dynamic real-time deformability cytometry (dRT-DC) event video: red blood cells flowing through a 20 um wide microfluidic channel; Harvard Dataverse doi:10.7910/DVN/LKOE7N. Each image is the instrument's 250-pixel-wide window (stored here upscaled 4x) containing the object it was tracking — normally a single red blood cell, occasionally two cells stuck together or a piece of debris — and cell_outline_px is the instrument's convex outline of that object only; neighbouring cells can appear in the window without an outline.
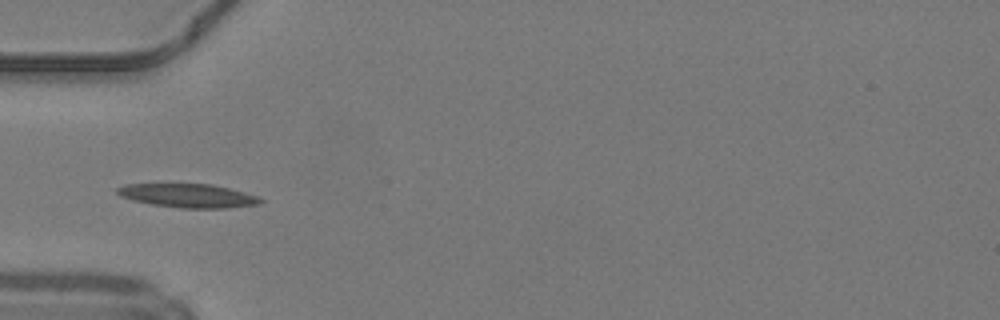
{"species": "common noctule bat (a hibernating species)", "species_latin": "Nyctalus noctula", "temperature_condition": "warm", "stored_images_in_passage": 35, "camera_frame_rate_fps": 3000, "um_per_image_px": 0.085, "animal": {"sex": "male", "body_mass_g": 19.2, "forearm_length_mm": 51.8}, "frame": {"image": 1, "passage_image": 6, "time_ms": 1.667, "image_size_px": [1000, 320], "cell_outline_px": [[264, 200], [260, 204], [228, 208], [180, 208], [152, 204], [132, 200], [120, 196], [116, 192], [116, 188], [124, 184], [212, 184], [244, 192], [256, 196]], "centroid_in_image_um": [15.97, 16.63], "position_along_channel_um": 69.0, "area_um2": 19.77}}
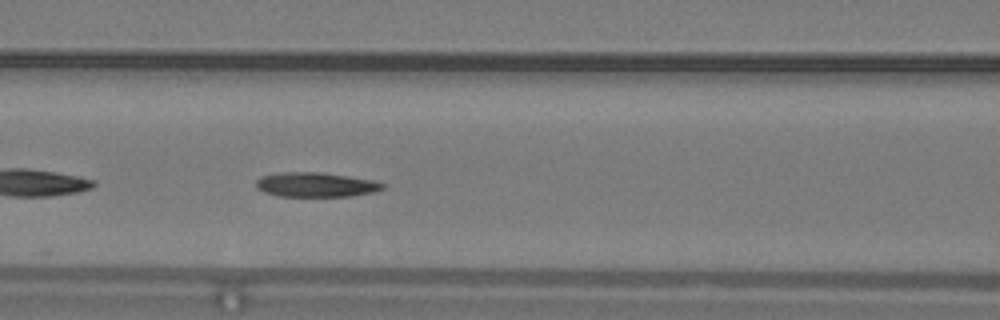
{"frame": {"image": 2, "passage_image": 11, "time_ms": 3.333, "image_size_px": [1000, 320], "cell_outline_px": [[388, 184], [384, 188], [376, 192], [348, 196], [276, 196], [264, 192], [256, 188], [256, 180], [260, 176], [280, 172], [320, 172], [372, 180]], "centroid_in_image_um": [26.83, 15.7], "position_along_channel_um": 139.8, "area_um2": 18.21}, "authors_computed_cell_mechanics": {"area_um2": 18.785, "velocity_mm_per_s": 4.191, "shape_relaxation_time_tau1_ms": null, "shape_relaxation_time_tau2_ms": 6.7941, "deformation_change_tau1": null, "deformation_change_tau2": 0.1583}}